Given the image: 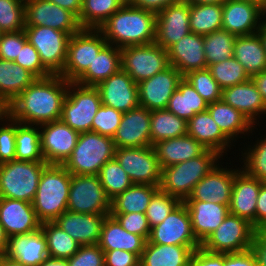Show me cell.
Here are the masks:
<instances>
[{
	"mask_svg": "<svg viewBox=\"0 0 266 266\" xmlns=\"http://www.w3.org/2000/svg\"><path fill=\"white\" fill-rule=\"evenodd\" d=\"M68 81L60 75L37 78L5 108L6 114L25 125L39 126L59 120Z\"/></svg>",
	"mask_w": 266,
	"mask_h": 266,
	"instance_id": "6da1fadb",
	"label": "cell"
},
{
	"mask_svg": "<svg viewBox=\"0 0 266 266\" xmlns=\"http://www.w3.org/2000/svg\"><path fill=\"white\" fill-rule=\"evenodd\" d=\"M108 44L117 48L155 43L156 14L127 2L100 27Z\"/></svg>",
	"mask_w": 266,
	"mask_h": 266,
	"instance_id": "7a4b0ae2",
	"label": "cell"
},
{
	"mask_svg": "<svg viewBox=\"0 0 266 266\" xmlns=\"http://www.w3.org/2000/svg\"><path fill=\"white\" fill-rule=\"evenodd\" d=\"M71 173L63 166L48 164L42 171L33 209L41 223L54 222L67 211Z\"/></svg>",
	"mask_w": 266,
	"mask_h": 266,
	"instance_id": "3957f363",
	"label": "cell"
},
{
	"mask_svg": "<svg viewBox=\"0 0 266 266\" xmlns=\"http://www.w3.org/2000/svg\"><path fill=\"white\" fill-rule=\"evenodd\" d=\"M220 158L223 159V156L207 149L198 157L162 168L159 189L181 202L185 201L194 186L221 162Z\"/></svg>",
	"mask_w": 266,
	"mask_h": 266,
	"instance_id": "277c9868",
	"label": "cell"
},
{
	"mask_svg": "<svg viewBox=\"0 0 266 266\" xmlns=\"http://www.w3.org/2000/svg\"><path fill=\"white\" fill-rule=\"evenodd\" d=\"M113 138L96 132H83L63 166L74 175H98L101 167L114 158Z\"/></svg>",
	"mask_w": 266,
	"mask_h": 266,
	"instance_id": "5b68a950",
	"label": "cell"
},
{
	"mask_svg": "<svg viewBox=\"0 0 266 266\" xmlns=\"http://www.w3.org/2000/svg\"><path fill=\"white\" fill-rule=\"evenodd\" d=\"M45 161L12 160L0 164V197L32 203Z\"/></svg>",
	"mask_w": 266,
	"mask_h": 266,
	"instance_id": "8992f818",
	"label": "cell"
},
{
	"mask_svg": "<svg viewBox=\"0 0 266 266\" xmlns=\"http://www.w3.org/2000/svg\"><path fill=\"white\" fill-rule=\"evenodd\" d=\"M101 105L100 94L96 87L68 82L60 119L79 133L90 132L94 116Z\"/></svg>",
	"mask_w": 266,
	"mask_h": 266,
	"instance_id": "52a82bcc",
	"label": "cell"
},
{
	"mask_svg": "<svg viewBox=\"0 0 266 266\" xmlns=\"http://www.w3.org/2000/svg\"><path fill=\"white\" fill-rule=\"evenodd\" d=\"M106 44L99 29L81 28L69 38L66 62L59 75L68 82H76Z\"/></svg>",
	"mask_w": 266,
	"mask_h": 266,
	"instance_id": "ba28073f",
	"label": "cell"
},
{
	"mask_svg": "<svg viewBox=\"0 0 266 266\" xmlns=\"http://www.w3.org/2000/svg\"><path fill=\"white\" fill-rule=\"evenodd\" d=\"M67 210L83 214L110 215L111 200L107 197L98 175L71 174Z\"/></svg>",
	"mask_w": 266,
	"mask_h": 266,
	"instance_id": "9c48e42d",
	"label": "cell"
},
{
	"mask_svg": "<svg viewBox=\"0 0 266 266\" xmlns=\"http://www.w3.org/2000/svg\"><path fill=\"white\" fill-rule=\"evenodd\" d=\"M255 228L247 220L228 214L223 223L201 244L211 253H237L251 249Z\"/></svg>",
	"mask_w": 266,
	"mask_h": 266,
	"instance_id": "30bf717a",
	"label": "cell"
},
{
	"mask_svg": "<svg viewBox=\"0 0 266 266\" xmlns=\"http://www.w3.org/2000/svg\"><path fill=\"white\" fill-rule=\"evenodd\" d=\"M169 66L167 51L156 43L121 48V69L137 84Z\"/></svg>",
	"mask_w": 266,
	"mask_h": 266,
	"instance_id": "8fae6325",
	"label": "cell"
},
{
	"mask_svg": "<svg viewBox=\"0 0 266 266\" xmlns=\"http://www.w3.org/2000/svg\"><path fill=\"white\" fill-rule=\"evenodd\" d=\"M24 32L38 51L43 66L52 75H59L66 62L70 35L45 26H25Z\"/></svg>",
	"mask_w": 266,
	"mask_h": 266,
	"instance_id": "7c38bea8",
	"label": "cell"
},
{
	"mask_svg": "<svg viewBox=\"0 0 266 266\" xmlns=\"http://www.w3.org/2000/svg\"><path fill=\"white\" fill-rule=\"evenodd\" d=\"M114 158L133 184L160 186L162 169L153 146L116 148Z\"/></svg>",
	"mask_w": 266,
	"mask_h": 266,
	"instance_id": "4fadbf2b",
	"label": "cell"
},
{
	"mask_svg": "<svg viewBox=\"0 0 266 266\" xmlns=\"http://www.w3.org/2000/svg\"><path fill=\"white\" fill-rule=\"evenodd\" d=\"M148 241L159 245L201 246L193 233L184 202H180L161 224L151 228Z\"/></svg>",
	"mask_w": 266,
	"mask_h": 266,
	"instance_id": "5bb4252c",
	"label": "cell"
},
{
	"mask_svg": "<svg viewBox=\"0 0 266 266\" xmlns=\"http://www.w3.org/2000/svg\"><path fill=\"white\" fill-rule=\"evenodd\" d=\"M39 129L41 152L45 162L63 165L71 156L80 133L61 119L39 125Z\"/></svg>",
	"mask_w": 266,
	"mask_h": 266,
	"instance_id": "9a60e30c",
	"label": "cell"
},
{
	"mask_svg": "<svg viewBox=\"0 0 266 266\" xmlns=\"http://www.w3.org/2000/svg\"><path fill=\"white\" fill-rule=\"evenodd\" d=\"M25 26H45L70 36L77 33L81 26L78 18L70 11L47 0H25Z\"/></svg>",
	"mask_w": 266,
	"mask_h": 266,
	"instance_id": "2e32d148",
	"label": "cell"
},
{
	"mask_svg": "<svg viewBox=\"0 0 266 266\" xmlns=\"http://www.w3.org/2000/svg\"><path fill=\"white\" fill-rule=\"evenodd\" d=\"M183 77L174 66L170 65L164 71L138 83L139 105L150 111L166 109L169 99Z\"/></svg>",
	"mask_w": 266,
	"mask_h": 266,
	"instance_id": "e0dca14e",
	"label": "cell"
},
{
	"mask_svg": "<svg viewBox=\"0 0 266 266\" xmlns=\"http://www.w3.org/2000/svg\"><path fill=\"white\" fill-rule=\"evenodd\" d=\"M190 4L178 1L156 14L155 43L166 51L190 31Z\"/></svg>",
	"mask_w": 266,
	"mask_h": 266,
	"instance_id": "ac0fdd59",
	"label": "cell"
},
{
	"mask_svg": "<svg viewBox=\"0 0 266 266\" xmlns=\"http://www.w3.org/2000/svg\"><path fill=\"white\" fill-rule=\"evenodd\" d=\"M222 29L235 36L258 32L261 23V5L250 0H226L222 4Z\"/></svg>",
	"mask_w": 266,
	"mask_h": 266,
	"instance_id": "d6986e66",
	"label": "cell"
},
{
	"mask_svg": "<svg viewBox=\"0 0 266 266\" xmlns=\"http://www.w3.org/2000/svg\"><path fill=\"white\" fill-rule=\"evenodd\" d=\"M225 167L218 163L209 174L194 186L192 193L186 200L212 201L229 207L234 178L241 169L239 167L238 169Z\"/></svg>",
	"mask_w": 266,
	"mask_h": 266,
	"instance_id": "ffe728a7",
	"label": "cell"
},
{
	"mask_svg": "<svg viewBox=\"0 0 266 266\" xmlns=\"http://www.w3.org/2000/svg\"><path fill=\"white\" fill-rule=\"evenodd\" d=\"M96 88L102 105L123 113L139 106L138 84L122 69L99 83Z\"/></svg>",
	"mask_w": 266,
	"mask_h": 266,
	"instance_id": "44dd1931",
	"label": "cell"
},
{
	"mask_svg": "<svg viewBox=\"0 0 266 266\" xmlns=\"http://www.w3.org/2000/svg\"><path fill=\"white\" fill-rule=\"evenodd\" d=\"M151 111L137 106L123 113L121 122L113 137L116 148L151 146Z\"/></svg>",
	"mask_w": 266,
	"mask_h": 266,
	"instance_id": "7402d4cb",
	"label": "cell"
},
{
	"mask_svg": "<svg viewBox=\"0 0 266 266\" xmlns=\"http://www.w3.org/2000/svg\"><path fill=\"white\" fill-rule=\"evenodd\" d=\"M0 224L8 237L30 234L41 228L32 203L0 197Z\"/></svg>",
	"mask_w": 266,
	"mask_h": 266,
	"instance_id": "603a6c76",
	"label": "cell"
},
{
	"mask_svg": "<svg viewBox=\"0 0 266 266\" xmlns=\"http://www.w3.org/2000/svg\"><path fill=\"white\" fill-rule=\"evenodd\" d=\"M264 182L241 169L234 178L229 213L247 220L256 229V206Z\"/></svg>",
	"mask_w": 266,
	"mask_h": 266,
	"instance_id": "cb8c5ba5",
	"label": "cell"
},
{
	"mask_svg": "<svg viewBox=\"0 0 266 266\" xmlns=\"http://www.w3.org/2000/svg\"><path fill=\"white\" fill-rule=\"evenodd\" d=\"M168 60L183 76L208 68L204 51V36L190 32L168 50Z\"/></svg>",
	"mask_w": 266,
	"mask_h": 266,
	"instance_id": "d4e9b609",
	"label": "cell"
},
{
	"mask_svg": "<svg viewBox=\"0 0 266 266\" xmlns=\"http://www.w3.org/2000/svg\"><path fill=\"white\" fill-rule=\"evenodd\" d=\"M221 100L241 112L254 126L260 123L261 114L266 115V104L251 78L222 89Z\"/></svg>",
	"mask_w": 266,
	"mask_h": 266,
	"instance_id": "484cf974",
	"label": "cell"
},
{
	"mask_svg": "<svg viewBox=\"0 0 266 266\" xmlns=\"http://www.w3.org/2000/svg\"><path fill=\"white\" fill-rule=\"evenodd\" d=\"M191 218L193 233L202 244L224 221L229 207L212 201H183Z\"/></svg>",
	"mask_w": 266,
	"mask_h": 266,
	"instance_id": "4316f807",
	"label": "cell"
},
{
	"mask_svg": "<svg viewBox=\"0 0 266 266\" xmlns=\"http://www.w3.org/2000/svg\"><path fill=\"white\" fill-rule=\"evenodd\" d=\"M107 215L65 211L54 222L81 246L97 245Z\"/></svg>",
	"mask_w": 266,
	"mask_h": 266,
	"instance_id": "83f0119b",
	"label": "cell"
},
{
	"mask_svg": "<svg viewBox=\"0 0 266 266\" xmlns=\"http://www.w3.org/2000/svg\"><path fill=\"white\" fill-rule=\"evenodd\" d=\"M5 256L25 266H39L48 257L47 240L42 229L9 237Z\"/></svg>",
	"mask_w": 266,
	"mask_h": 266,
	"instance_id": "f1b7e54d",
	"label": "cell"
},
{
	"mask_svg": "<svg viewBox=\"0 0 266 266\" xmlns=\"http://www.w3.org/2000/svg\"><path fill=\"white\" fill-rule=\"evenodd\" d=\"M187 134L205 148L216 151L222 156L232 147V142L222 133L208 110L196 113L187 121Z\"/></svg>",
	"mask_w": 266,
	"mask_h": 266,
	"instance_id": "f546056e",
	"label": "cell"
},
{
	"mask_svg": "<svg viewBox=\"0 0 266 266\" xmlns=\"http://www.w3.org/2000/svg\"><path fill=\"white\" fill-rule=\"evenodd\" d=\"M153 148L161 169L198 157L207 150L188 134L157 142Z\"/></svg>",
	"mask_w": 266,
	"mask_h": 266,
	"instance_id": "4dcf8cb0",
	"label": "cell"
},
{
	"mask_svg": "<svg viewBox=\"0 0 266 266\" xmlns=\"http://www.w3.org/2000/svg\"><path fill=\"white\" fill-rule=\"evenodd\" d=\"M146 240L140 236L127 232L111 215L103 221L98 245L103 251L123 250L135 253L139 258L145 247Z\"/></svg>",
	"mask_w": 266,
	"mask_h": 266,
	"instance_id": "1f68e13d",
	"label": "cell"
},
{
	"mask_svg": "<svg viewBox=\"0 0 266 266\" xmlns=\"http://www.w3.org/2000/svg\"><path fill=\"white\" fill-rule=\"evenodd\" d=\"M207 110L222 133L232 144H235L234 142L237 141L238 138H243L241 134L245 136L246 134L250 135V132L252 133L254 131L253 129L256 127V125L254 126L241 112L222 100L208 104Z\"/></svg>",
	"mask_w": 266,
	"mask_h": 266,
	"instance_id": "d6a6232c",
	"label": "cell"
},
{
	"mask_svg": "<svg viewBox=\"0 0 266 266\" xmlns=\"http://www.w3.org/2000/svg\"><path fill=\"white\" fill-rule=\"evenodd\" d=\"M199 247L159 245L146 241L140 263L143 266H189L193 252Z\"/></svg>",
	"mask_w": 266,
	"mask_h": 266,
	"instance_id": "836d02e7",
	"label": "cell"
},
{
	"mask_svg": "<svg viewBox=\"0 0 266 266\" xmlns=\"http://www.w3.org/2000/svg\"><path fill=\"white\" fill-rule=\"evenodd\" d=\"M37 78L14 61L0 59V103L6 108Z\"/></svg>",
	"mask_w": 266,
	"mask_h": 266,
	"instance_id": "e575fe53",
	"label": "cell"
},
{
	"mask_svg": "<svg viewBox=\"0 0 266 266\" xmlns=\"http://www.w3.org/2000/svg\"><path fill=\"white\" fill-rule=\"evenodd\" d=\"M233 57L242 64L250 77L266 70V52L258 32L236 36Z\"/></svg>",
	"mask_w": 266,
	"mask_h": 266,
	"instance_id": "d590c367",
	"label": "cell"
},
{
	"mask_svg": "<svg viewBox=\"0 0 266 266\" xmlns=\"http://www.w3.org/2000/svg\"><path fill=\"white\" fill-rule=\"evenodd\" d=\"M121 69V49L106 44L97 55L87 71L76 81L83 86L96 87L99 83Z\"/></svg>",
	"mask_w": 266,
	"mask_h": 266,
	"instance_id": "8d00e7d4",
	"label": "cell"
},
{
	"mask_svg": "<svg viewBox=\"0 0 266 266\" xmlns=\"http://www.w3.org/2000/svg\"><path fill=\"white\" fill-rule=\"evenodd\" d=\"M159 186L133 184L111 200L110 214L146 213L147 207Z\"/></svg>",
	"mask_w": 266,
	"mask_h": 266,
	"instance_id": "74e56055",
	"label": "cell"
},
{
	"mask_svg": "<svg viewBox=\"0 0 266 266\" xmlns=\"http://www.w3.org/2000/svg\"><path fill=\"white\" fill-rule=\"evenodd\" d=\"M207 108L208 103L184 77L166 107L169 112L186 121H189L196 113L206 111Z\"/></svg>",
	"mask_w": 266,
	"mask_h": 266,
	"instance_id": "f35d334b",
	"label": "cell"
},
{
	"mask_svg": "<svg viewBox=\"0 0 266 266\" xmlns=\"http://www.w3.org/2000/svg\"><path fill=\"white\" fill-rule=\"evenodd\" d=\"M150 133L151 146L163 140L182 137L187 134V121L167 109L152 110Z\"/></svg>",
	"mask_w": 266,
	"mask_h": 266,
	"instance_id": "ab89813d",
	"label": "cell"
},
{
	"mask_svg": "<svg viewBox=\"0 0 266 266\" xmlns=\"http://www.w3.org/2000/svg\"><path fill=\"white\" fill-rule=\"evenodd\" d=\"M222 4H190V31L207 35L222 29Z\"/></svg>",
	"mask_w": 266,
	"mask_h": 266,
	"instance_id": "60d3db41",
	"label": "cell"
},
{
	"mask_svg": "<svg viewBox=\"0 0 266 266\" xmlns=\"http://www.w3.org/2000/svg\"><path fill=\"white\" fill-rule=\"evenodd\" d=\"M127 0H82L78 18L81 28L99 29V27Z\"/></svg>",
	"mask_w": 266,
	"mask_h": 266,
	"instance_id": "b9f144b4",
	"label": "cell"
},
{
	"mask_svg": "<svg viewBox=\"0 0 266 266\" xmlns=\"http://www.w3.org/2000/svg\"><path fill=\"white\" fill-rule=\"evenodd\" d=\"M15 160L45 161L41 152L39 126L25 125L16 121Z\"/></svg>",
	"mask_w": 266,
	"mask_h": 266,
	"instance_id": "7bdbcfd3",
	"label": "cell"
},
{
	"mask_svg": "<svg viewBox=\"0 0 266 266\" xmlns=\"http://www.w3.org/2000/svg\"><path fill=\"white\" fill-rule=\"evenodd\" d=\"M41 229L47 240L49 257L69 259L77 253L81 246L55 222L41 223Z\"/></svg>",
	"mask_w": 266,
	"mask_h": 266,
	"instance_id": "ee69618b",
	"label": "cell"
},
{
	"mask_svg": "<svg viewBox=\"0 0 266 266\" xmlns=\"http://www.w3.org/2000/svg\"><path fill=\"white\" fill-rule=\"evenodd\" d=\"M236 36L226 30H218L204 35V51L206 63H220L233 57V49Z\"/></svg>",
	"mask_w": 266,
	"mask_h": 266,
	"instance_id": "f6af8a7d",
	"label": "cell"
},
{
	"mask_svg": "<svg viewBox=\"0 0 266 266\" xmlns=\"http://www.w3.org/2000/svg\"><path fill=\"white\" fill-rule=\"evenodd\" d=\"M107 197L112 200L133 185L129 175L118 161L113 158L107 161L98 174Z\"/></svg>",
	"mask_w": 266,
	"mask_h": 266,
	"instance_id": "bcb514c9",
	"label": "cell"
},
{
	"mask_svg": "<svg viewBox=\"0 0 266 266\" xmlns=\"http://www.w3.org/2000/svg\"><path fill=\"white\" fill-rule=\"evenodd\" d=\"M208 69L221 89L241 84L251 78L242 64L234 57L212 64Z\"/></svg>",
	"mask_w": 266,
	"mask_h": 266,
	"instance_id": "7dc6e473",
	"label": "cell"
},
{
	"mask_svg": "<svg viewBox=\"0 0 266 266\" xmlns=\"http://www.w3.org/2000/svg\"><path fill=\"white\" fill-rule=\"evenodd\" d=\"M264 136H260V140H255L254 146L253 144L249 145L244 153L241 151L243 157L241 160L244 164L240 168L251 177L266 182V135Z\"/></svg>",
	"mask_w": 266,
	"mask_h": 266,
	"instance_id": "c3c4849f",
	"label": "cell"
},
{
	"mask_svg": "<svg viewBox=\"0 0 266 266\" xmlns=\"http://www.w3.org/2000/svg\"><path fill=\"white\" fill-rule=\"evenodd\" d=\"M25 0H0V30L16 32L25 28Z\"/></svg>",
	"mask_w": 266,
	"mask_h": 266,
	"instance_id": "681fc988",
	"label": "cell"
},
{
	"mask_svg": "<svg viewBox=\"0 0 266 266\" xmlns=\"http://www.w3.org/2000/svg\"><path fill=\"white\" fill-rule=\"evenodd\" d=\"M184 78L208 104L221 100L222 89L208 68L191 71Z\"/></svg>",
	"mask_w": 266,
	"mask_h": 266,
	"instance_id": "f907efd6",
	"label": "cell"
},
{
	"mask_svg": "<svg viewBox=\"0 0 266 266\" xmlns=\"http://www.w3.org/2000/svg\"><path fill=\"white\" fill-rule=\"evenodd\" d=\"M180 202L178 198L159 189L151 198L145 213L150 228L161 224Z\"/></svg>",
	"mask_w": 266,
	"mask_h": 266,
	"instance_id": "816d5d0a",
	"label": "cell"
},
{
	"mask_svg": "<svg viewBox=\"0 0 266 266\" xmlns=\"http://www.w3.org/2000/svg\"><path fill=\"white\" fill-rule=\"evenodd\" d=\"M123 112L101 105L92 121L91 132L113 138L120 125Z\"/></svg>",
	"mask_w": 266,
	"mask_h": 266,
	"instance_id": "f5cc1de1",
	"label": "cell"
},
{
	"mask_svg": "<svg viewBox=\"0 0 266 266\" xmlns=\"http://www.w3.org/2000/svg\"><path fill=\"white\" fill-rule=\"evenodd\" d=\"M0 120L4 124L0 123V164H2L15 160L16 120L12 119L6 112L0 116Z\"/></svg>",
	"mask_w": 266,
	"mask_h": 266,
	"instance_id": "db71d44e",
	"label": "cell"
},
{
	"mask_svg": "<svg viewBox=\"0 0 266 266\" xmlns=\"http://www.w3.org/2000/svg\"><path fill=\"white\" fill-rule=\"evenodd\" d=\"M15 64L22 66L31 72L36 78H45L52 74L43 66L38 51L27 40L20 50L19 56L14 60Z\"/></svg>",
	"mask_w": 266,
	"mask_h": 266,
	"instance_id": "11a10c76",
	"label": "cell"
},
{
	"mask_svg": "<svg viewBox=\"0 0 266 266\" xmlns=\"http://www.w3.org/2000/svg\"><path fill=\"white\" fill-rule=\"evenodd\" d=\"M127 232L140 235L148 241L151 228L145 213L110 214Z\"/></svg>",
	"mask_w": 266,
	"mask_h": 266,
	"instance_id": "9f6ffc18",
	"label": "cell"
},
{
	"mask_svg": "<svg viewBox=\"0 0 266 266\" xmlns=\"http://www.w3.org/2000/svg\"><path fill=\"white\" fill-rule=\"evenodd\" d=\"M26 41L24 30L3 33L0 39V59L14 61Z\"/></svg>",
	"mask_w": 266,
	"mask_h": 266,
	"instance_id": "6f0895ef",
	"label": "cell"
},
{
	"mask_svg": "<svg viewBox=\"0 0 266 266\" xmlns=\"http://www.w3.org/2000/svg\"><path fill=\"white\" fill-rule=\"evenodd\" d=\"M68 266H105L104 252L98 244L80 246L77 253L68 259Z\"/></svg>",
	"mask_w": 266,
	"mask_h": 266,
	"instance_id": "680465c9",
	"label": "cell"
},
{
	"mask_svg": "<svg viewBox=\"0 0 266 266\" xmlns=\"http://www.w3.org/2000/svg\"><path fill=\"white\" fill-rule=\"evenodd\" d=\"M103 252L105 266H137L140 263V258L132 252L123 250Z\"/></svg>",
	"mask_w": 266,
	"mask_h": 266,
	"instance_id": "91938a15",
	"label": "cell"
},
{
	"mask_svg": "<svg viewBox=\"0 0 266 266\" xmlns=\"http://www.w3.org/2000/svg\"><path fill=\"white\" fill-rule=\"evenodd\" d=\"M189 266H224V254L211 253L199 247L193 252Z\"/></svg>",
	"mask_w": 266,
	"mask_h": 266,
	"instance_id": "94428289",
	"label": "cell"
},
{
	"mask_svg": "<svg viewBox=\"0 0 266 266\" xmlns=\"http://www.w3.org/2000/svg\"><path fill=\"white\" fill-rule=\"evenodd\" d=\"M224 266H258L252 249L243 252L224 254Z\"/></svg>",
	"mask_w": 266,
	"mask_h": 266,
	"instance_id": "6125c7cd",
	"label": "cell"
},
{
	"mask_svg": "<svg viewBox=\"0 0 266 266\" xmlns=\"http://www.w3.org/2000/svg\"><path fill=\"white\" fill-rule=\"evenodd\" d=\"M251 249L256 255L258 266H266V226L255 229Z\"/></svg>",
	"mask_w": 266,
	"mask_h": 266,
	"instance_id": "be15d7a7",
	"label": "cell"
},
{
	"mask_svg": "<svg viewBox=\"0 0 266 266\" xmlns=\"http://www.w3.org/2000/svg\"><path fill=\"white\" fill-rule=\"evenodd\" d=\"M180 0H127V3L135 8L151 11L158 14L171 4L177 3Z\"/></svg>",
	"mask_w": 266,
	"mask_h": 266,
	"instance_id": "e7e4bbea",
	"label": "cell"
},
{
	"mask_svg": "<svg viewBox=\"0 0 266 266\" xmlns=\"http://www.w3.org/2000/svg\"><path fill=\"white\" fill-rule=\"evenodd\" d=\"M266 226V182L261 185L256 206V229Z\"/></svg>",
	"mask_w": 266,
	"mask_h": 266,
	"instance_id": "03108f58",
	"label": "cell"
},
{
	"mask_svg": "<svg viewBox=\"0 0 266 266\" xmlns=\"http://www.w3.org/2000/svg\"><path fill=\"white\" fill-rule=\"evenodd\" d=\"M52 2L63 9L72 12L77 18H79L80 11L82 8V0H47Z\"/></svg>",
	"mask_w": 266,
	"mask_h": 266,
	"instance_id": "003e7915",
	"label": "cell"
},
{
	"mask_svg": "<svg viewBox=\"0 0 266 266\" xmlns=\"http://www.w3.org/2000/svg\"><path fill=\"white\" fill-rule=\"evenodd\" d=\"M251 79L255 83L258 91L260 92L263 101L266 104V70L260 73L254 74Z\"/></svg>",
	"mask_w": 266,
	"mask_h": 266,
	"instance_id": "a7ac6f4b",
	"label": "cell"
},
{
	"mask_svg": "<svg viewBox=\"0 0 266 266\" xmlns=\"http://www.w3.org/2000/svg\"><path fill=\"white\" fill-rule=\"evenodd\" d=\"M39 266H68V259L47 257Z\"/></svg>",
	"mask_w": 266,
	"mask_h": 266,
	"instance_id": "89a4df30",
	"label": "cell"
},
{
	"mask_svg": "<svg viewBox=\"0 0 266 266\" xmlns=\"http://www.w3.org/2000/svg\"><path fill=\"white\" fill-rule=\"evenodd\" d=\"M8 241L9 237L7 236L3 226L0 224V253H6Z\"/></svg>",
	"mask_w": 266,
	"mask_h": 266,
	"instance_id": "2644e50d",
	"label": "cell"
},
{
	"mask_svg": "<svg viewBox=\"0 0 266 266\" xmlns=\"http://www.w3.org/2000/svg\"><path fill=\"white\" fill-rule=\"evenodd\" d=\"M188 4H223L226 0H182Z\"/></svg>",
	"mask_w": 266,
	"mask_h": 266,
	"instance_id": "8c879c8a",
	"label": "cell"
},
{
	"mask_svg": "<svg viewBox=\"0 0 266 266\" xmlns=\"http://www.w3.org/2000/svg\"><path fill=\"white\" fill-rule=\"evenodd\" d=\"M0 266H25L23 264L14 261L13 259H9L7 256L4 255Z\"/></svg>",
	"mask_w": 266,
	"mask_h": 266,
	"instance_id": "753ad0ef",
	"label": "cell"
},
{
	"mask_svg": "<svg viewBox=\"0 0 266 266\" xmlns=\"http://www.w3.org/2000/svg\"><path fill=\"white\" fill-rule=\"evenodd\" d=\"M259 35L262 38L263 44H264V48H265V52H266V22L262 21L261 26L258 30Z\"/></svg>",
	"mask_w": 266,
	"mask_h": 266,
	"instance_id": "34e18365",
	"label": "cell"
},
{
	"mask_svg": "<svg viewBox=\"0 0 266 266\" xmlns=\"http://www.w3.org/2000/svg\"><path fill=\"white\" fill-rule=\"evenodd\" d=\"M261 16L263 17V19L265 20H262L264 22H266V0L263 1V3L261 4Z\"/></svg>",
	"mask_w": 266,
	"mask_h": 266,
	"instance_id": "11e5206c",
	"label": "cell"
},
{
	"mask_svg": "<svg viewBox=\"0 0 266 266\" xmlns=\"http://www.w3.org/2000/svg\"><path fill=\"white\" fill-rule=\"evenodd\" d=\"M3 113H5V108L0 103V116L3 115Z\"/></svg>",
	"mask_w": 266,
	"mask_h": 266,
	"instance_id": "2a66077c",
	"label": "cell"
},
{
	"mask_svg": "<svg viewBox=\"0 0 266 266\" xmlns=\"http://www.w3.org/2000/svg\"><path fill=\"white\" fill-rule=\"evenodd\" d=\"M259 3L260 5L263 3L264 0H250Z\"/></svg>",
	"mask_w": 266,
	"mask_h": 266,
	"instance_id": "b9fcfbb0",
	"label": "cell"
},
{
	"mask_svg": "<svg viewBox=\"0 0 266 266\" xmlns=\"http://www.w3.org/2000/svg\"><path fill=\"white\" fill-rule=\"evenodd\" d=\"M4 255H5V254L0 253V264H1V261H2V259H3V257H4Z\"/></svg>",
	"mask_w": 266,
	"mask_h": 266,
	"instance_id": "09005b40",
	"label": "cell"
}]
</instances>
